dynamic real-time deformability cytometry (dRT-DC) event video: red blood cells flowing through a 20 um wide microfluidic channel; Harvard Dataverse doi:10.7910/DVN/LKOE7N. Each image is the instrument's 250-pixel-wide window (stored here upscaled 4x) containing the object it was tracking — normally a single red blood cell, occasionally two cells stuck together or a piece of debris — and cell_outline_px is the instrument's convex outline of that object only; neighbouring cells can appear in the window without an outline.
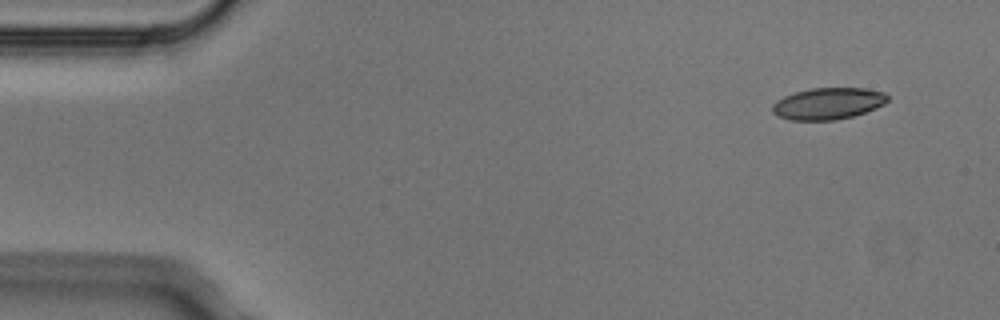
{"species": "Egyptian fruit bat (a non-hibernating species)", "species_latin": "Rousettus aegyptiacus", "temperature_condition": "cold", "stored_images_in_passage": 6, "segment_of_instrument_passage": [2, 2], "camera_frame_rate_fps": 3000, "um_per_image_px": 0.085, "animal": {"sex": "male"}, "frame": {"image": 1, "passage_image": 6, "time_ms": 1.667, "image_size_px": [1000, 320], "cell_outline_px": [[888, 100], [884, 104], [876, 108], [852, 116], [836, 120], [788, 120], [776, 116], [772, 112], [772, 104], [776, 100], [784, 96], [796, 92], [812, 88], [864, 88], [884, 92], [888, 96]], "centroid_in_image_um": [70.35, 8.81], "position_along_channel_um": 14.6, "area_um2": 21.33}}